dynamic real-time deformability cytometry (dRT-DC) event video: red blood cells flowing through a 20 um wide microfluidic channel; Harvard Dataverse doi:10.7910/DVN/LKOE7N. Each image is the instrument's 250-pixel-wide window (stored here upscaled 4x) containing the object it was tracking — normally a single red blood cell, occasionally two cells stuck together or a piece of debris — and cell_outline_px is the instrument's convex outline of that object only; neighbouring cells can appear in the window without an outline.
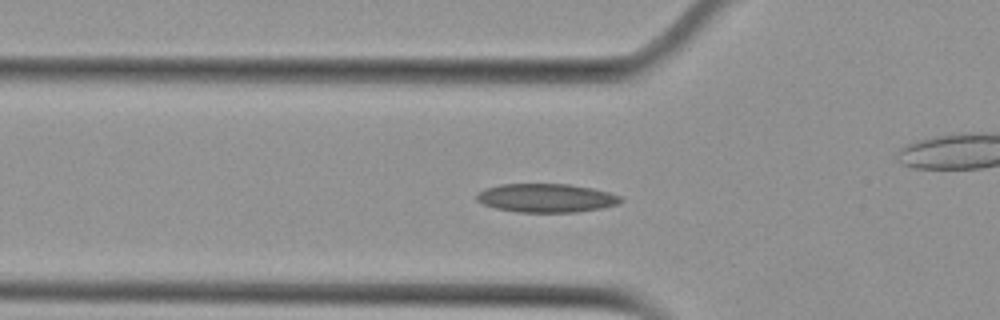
{"species": "Egyptian fruit bat (a non-hibernating species)", "species_latin": "Rousettus aegyptiacus", "temperature_condition": "cold", "stored_images_in_passage": 49, "camera_frame_rate_fps": 3000, "um_per_image_px": 0.085, "animal": {"sex": "female"}, "frame": {"image": 1, "passage_image": 12, "time_ms": 3.667, "image_size_px": [1000, 320], "cell_outline_px": [[624, 200], [620, 204], [600, 208], [576, 212], [516, 212], [496, 208], [484, 204], [476, 200], [476, 196], [484, 188], [500, 184], [568, 184], [592, 188], [608, 192], [620, 196]], "centroid_in_image_um": [46.44, 16.83], "position_along_channel_um": 79.4, "area_um2": 24.04}}
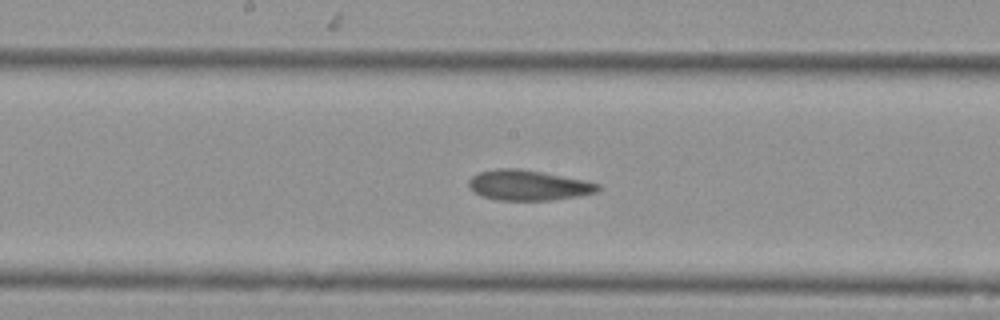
{"frame": {"image": 2, "passage_image": 22, "time_ms": 7.0, "image_size_px": [1000, 320], "cell_outline_px": [[600, 188], [596, 192], [580, 196], [548, 200], [496, 200], [480, 196], [468, 184], [468, 180], [472, 176], [480, 172], [496, 168], [520, 168], [588, 180], [600, 184]], "centroid_in_image_um": [44.93, 15.74], "position_along_channel_um": 203.3, "area_um2": 22.95}}
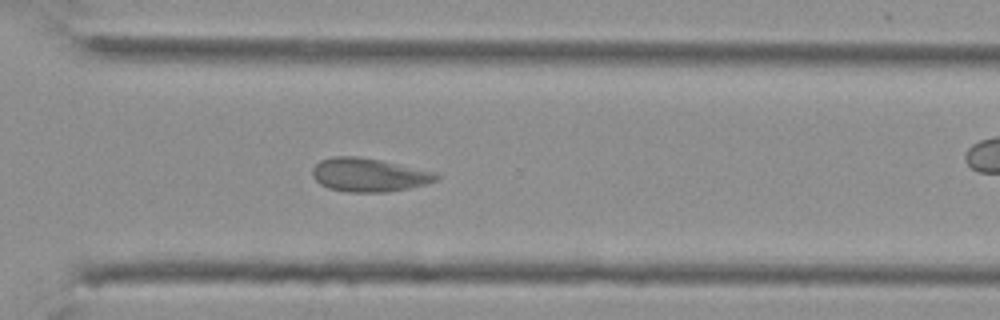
{"frame": {"image": 3, "passage_image": 33, "time_ms": 10.667, "image_size_px": [1000, 320], "cell_outline_px": [[440, 176], [436, 180], [424, 184], [408, 188], [388, 192], [344, 192], [328, 188], [320, 184], [312, 176], [312, 168], [320, 160], [332, 156], [356, 156], [380, 160], [436, 172]], "centroid_in_image_um": [31.31, 14.87], "position_along_channel_um": 339.3, "area_um2": 24.22}, "authors_computed_cell_mechanics": {"area_um2": 24.3916, "velocity_mm_per_s": 3.7132, "shape_relaxation_time_tau1_ms": null, "shape_relaxation_time_tau2_ms": 2.9343, "deformation_change_tau1": null, "deformation_change_tau2": 0.0802}}